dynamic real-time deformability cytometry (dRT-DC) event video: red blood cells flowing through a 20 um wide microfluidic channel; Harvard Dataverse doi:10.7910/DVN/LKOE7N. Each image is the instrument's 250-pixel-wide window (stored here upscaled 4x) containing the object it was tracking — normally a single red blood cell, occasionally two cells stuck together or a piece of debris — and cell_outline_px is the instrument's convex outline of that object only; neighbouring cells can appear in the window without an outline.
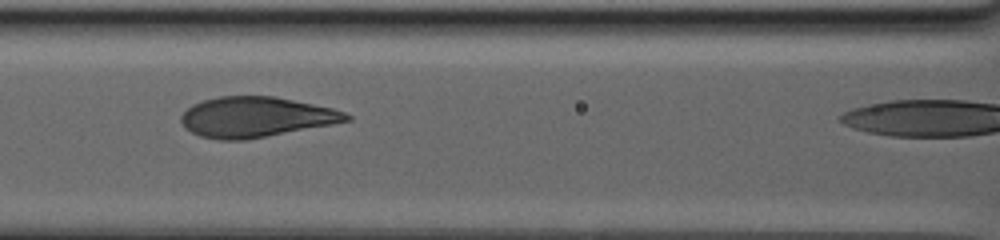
{"species": "human", "species_latin": "Homo sapiens", "temperature_condition": "warm", "stored_images_in_passage": 12, "camera_frame_rate_fps": 3000, "um_per_image_px": 0.085, "donor": {"sex": "male"}, "frame": {"image": 1, "passage_image": 6, "time_ms": 4.0, "image_size_px": [1000, 240], "cell_outline_px": [[352, 120], [332, 124], [244, 140], [220, 140], [200, 136], [184, 128], [180, 120], [180, 116], [192, 104], [204, 100], [220, 96], [276, 96], [332, 108], [344, 112], [352, 116]], "centroid_in_image_um": [21.73, 9.94], "position_along_channel_um": 144.9, "area_um2": 38.67}}
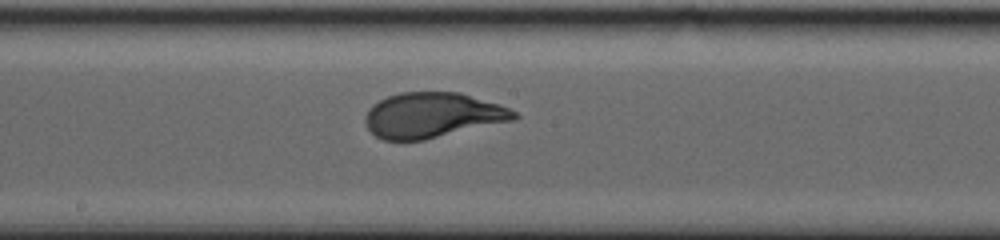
{"frame": {"image": 2, "passage_image": 9, "time_ms": 6.667, "image_size_px": [1000, 240], "cell_outline_px": [[520, 116], [512, 120], [424, 140], [384, 140], [376, 136], [364, 124], [364, 116], [368, 108], [372, 104], [388, 96], [400, 92], [460, 92], [508, 108], [516, 112]], "centroid_in_image_um": [36.69, 9.79], "position_along_channel_um": 211.5, "area_um2": 38.96}}